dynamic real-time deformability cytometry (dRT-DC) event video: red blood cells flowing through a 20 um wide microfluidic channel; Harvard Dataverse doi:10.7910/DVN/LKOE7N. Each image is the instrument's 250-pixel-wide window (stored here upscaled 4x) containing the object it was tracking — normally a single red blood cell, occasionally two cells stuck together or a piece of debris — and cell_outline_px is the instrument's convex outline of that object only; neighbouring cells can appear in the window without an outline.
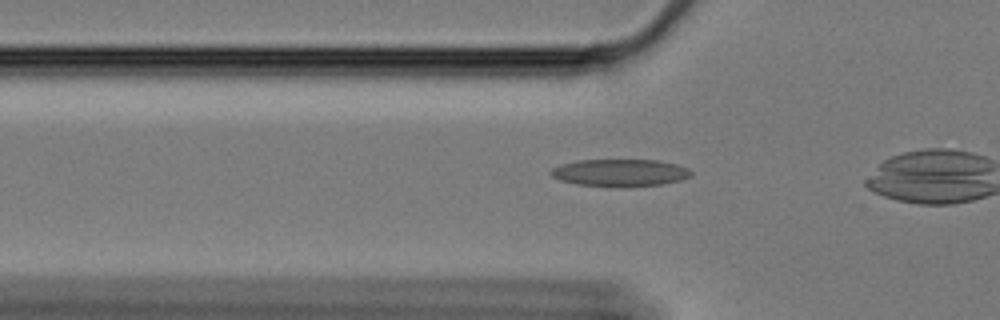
{"species": "Egyptian fruit bat (a non-hibernating species)", "species_latin": "Rousettus aegyptiacus", "temperature_condition": "cold", "stored_images_in_passage": 31, "camera_frame_rate_fps": 3000, "um_per_image_px": 0.085, "animal": {"sex": "female"}, "frame": {"image": 1, "passage_image": 3, "time_ms": 0.667, "image_size_px": [1000, 320], "cell_outline_px": [[692, 176], [680, 180], [660, 184], [620, 188], [576, 184], [560, 180], [552, 176], [548, 172], [552, 168], [564, 164], [580, 160], [656, 160], [676, 164], [688, 168], [692, 172]], "centroid_in_image_um": [52.7, 14.69], "position_along_channel_um": 73.1, "area_um2": 22.37}}
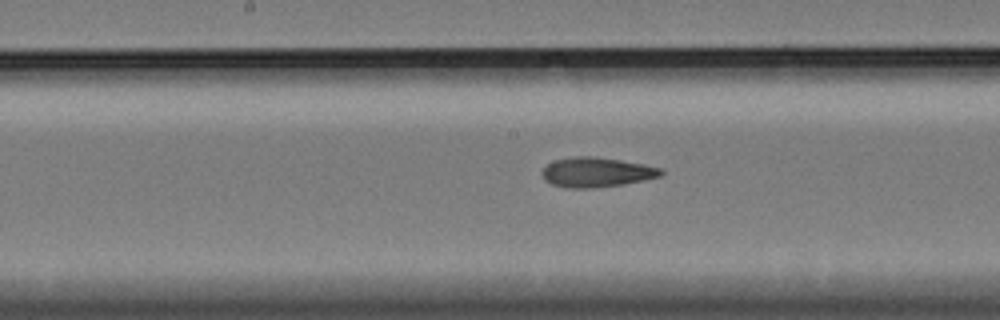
{"frame": {"image": 2, "passage_image": 14, "time_ms": 4.333, "image_size_px": [1000, 320], "cell_outline_px": [[664, 172], [660, 176], [624, 184], [592, 188], [564, 188], [552, 184], [544, 180], [540, 172], [548, 164], [556, 160], [572, 156], [592, 156], [620, 160], [644, 164], [660, 168]], "centroid_in_image_um": [50.66, 14.64], "position_along_channel_um": 197.5, "area_um2": 20.58}}
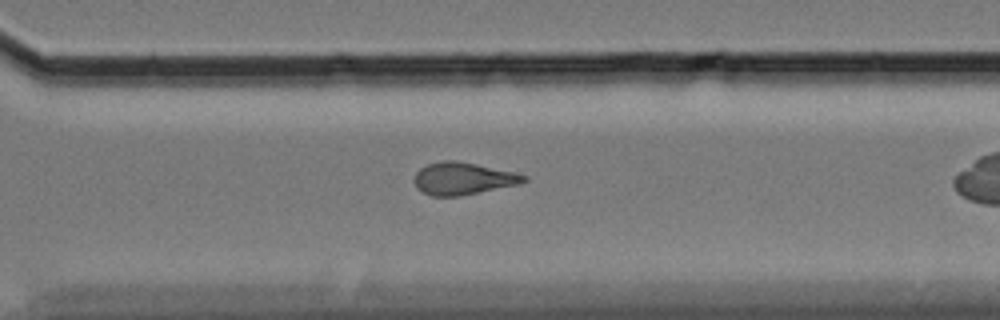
{"frame": {"image": 3, "passage_image": 26, "time_ms": 8.333, "image_size_px": [1000, 320], "cell_outline_px": [[528, 180], [520, 184], [460, 196], [432, 196], [424, 192], [416, 184], [416, 172], [420, 168], [428, 164], [444, 160], [456, 160], [476, 164], [512, 172], [528, 176]], "centroid_in_image_um": [39.39, 15.17], "position_along_channel_um": 331.2, "area_um2": 20.29}}